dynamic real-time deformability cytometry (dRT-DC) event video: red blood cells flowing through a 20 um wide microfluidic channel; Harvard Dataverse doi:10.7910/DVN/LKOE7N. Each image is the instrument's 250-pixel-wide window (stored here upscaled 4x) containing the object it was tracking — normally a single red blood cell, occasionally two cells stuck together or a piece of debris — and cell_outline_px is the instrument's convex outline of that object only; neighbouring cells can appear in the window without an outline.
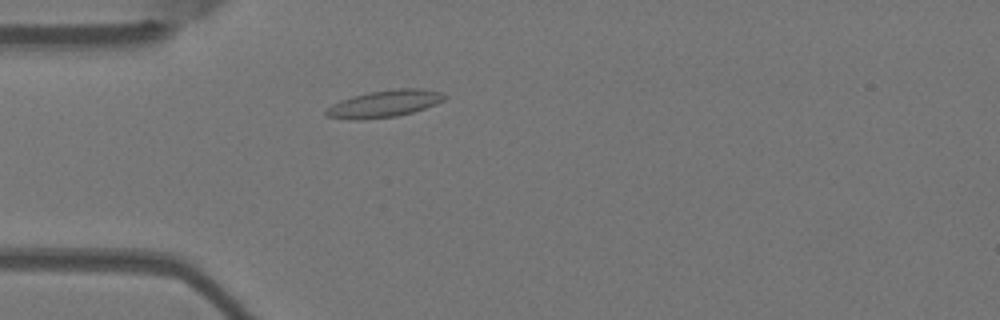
{"species": "Egyptian fruit bat (a non-hibernating species)", "species_latin": "Rousettus aegyptiacus", "temperature_condition": "warm", "stored_images_in_passage": 3, "camera_frame_rate_fps": 3000, "um_per_image_px": 0.085, "animal": {"sex": "female"}, "frame": {"image": 1, "passage_image": 3, "time_ms": 0.667, "image_size_px": [1000, 320], "cell_outline_px": [[448, 96], [444, 100], [436, 104], [412, 112], [396, 116], [360, 120], [348, 120], [328, 116], [324, 112], [332, 104], [340, 100], [352, 96], [372, 92], [396, 88], [420, 88], [440, 92]], "centroid_in_image_um": [32.67, 8.82], "position_along_channel_um": 52.3, "area_um2": 18.55}}